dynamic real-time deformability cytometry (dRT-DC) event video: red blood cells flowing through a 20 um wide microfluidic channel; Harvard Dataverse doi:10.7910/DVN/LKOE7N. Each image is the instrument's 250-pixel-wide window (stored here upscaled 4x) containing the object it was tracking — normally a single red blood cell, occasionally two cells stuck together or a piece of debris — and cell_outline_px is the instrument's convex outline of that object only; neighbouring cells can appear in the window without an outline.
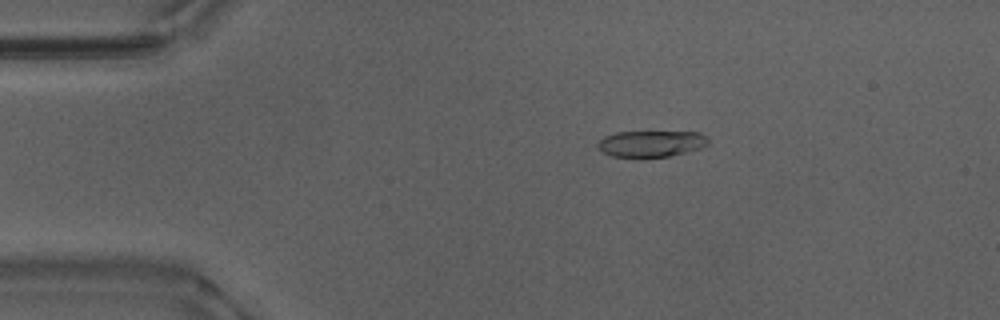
{"species": "Egyptian fruit bat (a non-hibernating species)", "species_latin": "Rousettus aegyptiacus", "temperature_condition": "warm", "stored_images_in_passage": 53, "camera_frame_rate_fps": 3000, "um_per_image_px": 0.085, "animal": {"sex": "male"}, "frame": {"image": 1, "passage_image": 10, "time_ms": 3.0, "image_size_px": [1000, 320], "cell_outline_px": [[708, 144], [700, 148], [668, 156], [640, 160], [612, 156], [596, 148], [596, 144], [604, 136], [616, 132], [700, 132], [708, 136]], "centroid_in_image_um": [55.3, 12.24], "position_along_channel_um": 29.7, "area_um2": 17.51}}
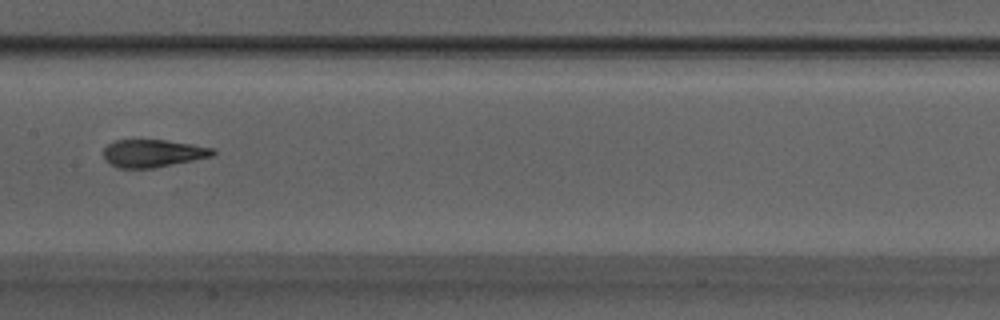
{"frame": {"image": 2, "passage_image": 27, "time_ms": 8.667, "image_size_px": [1000, 320], "cell_outline_px": [[216, 152], [212, 156], [156, 168], [116, 168], [104, 160], [104, 148], [108, 144], [116, 140], [164, 140], [192, 144], [212, 148]], "centroid_in_image_um": [12.96, 13.04], "position_along_channel_um": 194.4, "area_um2": 17.63}}
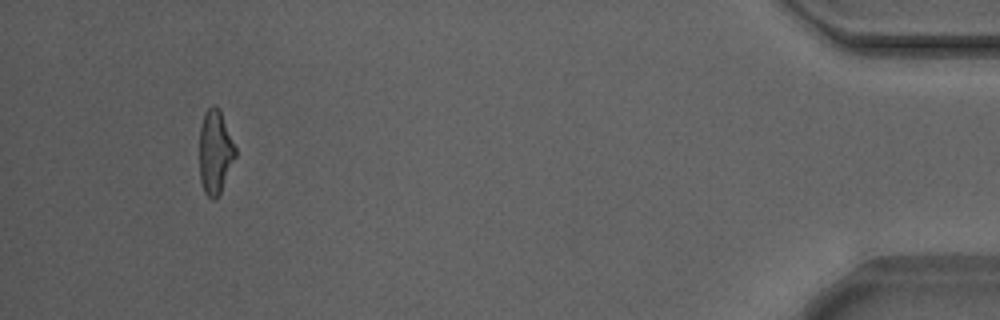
{"frame": {"image": 3, "passage_image": 50, "time_ms": 16.333, "image_size_px": [1000, 320], "cell_outline_px": [[236, 156], [220, 192], [216, 200], [212, 200], [204, 192], [200, 180], [200, 128], [204, 112], [212, 104], [220, 112], [236, 148]], "centroid_in_image_um": [18.28, 12.95], "position_along_channel_um": 416.9, "area_um2": 17.28}, "authors_computed_cell_mechanics": {"area_um2": 18.207, "velocity_mm_per_s": 3.8701, "shape_relaxation_time_tau1_ms": 4.5708, "shape_relaxation_time_tau2_ms": 1.4687, "deformation_change_tau1": 0.1826, "deformation_change_tau2": 0.0957}}